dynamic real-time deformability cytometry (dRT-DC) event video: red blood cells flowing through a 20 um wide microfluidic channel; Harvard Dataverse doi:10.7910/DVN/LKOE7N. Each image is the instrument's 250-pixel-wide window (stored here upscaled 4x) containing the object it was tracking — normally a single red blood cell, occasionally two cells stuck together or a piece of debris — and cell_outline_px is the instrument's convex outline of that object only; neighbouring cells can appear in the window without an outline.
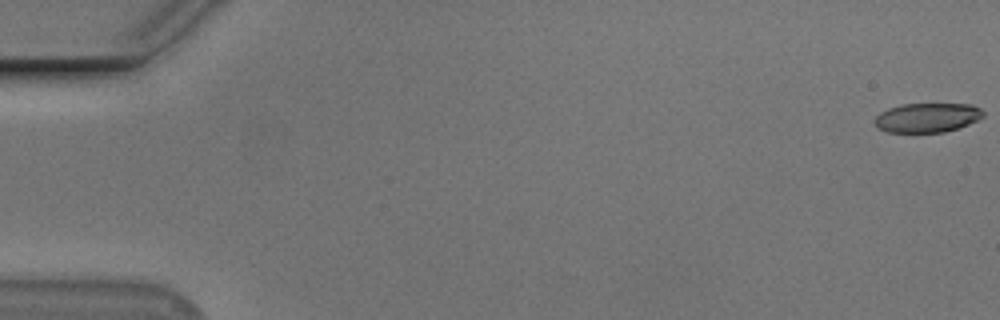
{"species": "Egyptian fruit bat (a non-hibernating species)", "species_latin": "Rousettus aegyptiacus", "temperature_condition": "cold", "stored_images_in_passage": 56, "camera_frame_rate_fps": 3000, "um_per_image_px": 0.085, "animal": {"sex": "male"}, "frame": {"image": 1, "passage_image": 1, "time_ms": 0.0, "image_size_px": [1000, 320], "cell_outline_px": [[984, 116], [968, 124], [944, 132], [888, 132], [880, 128], [872, 120], [880, 112], [888, 108], [900, 104], [972, 104], [980, 108], [984, 112]], "centroid_in_image_um": [78.8, 9.98], "position_along_channel_um": 6.2, "area_um2": 18.5}}
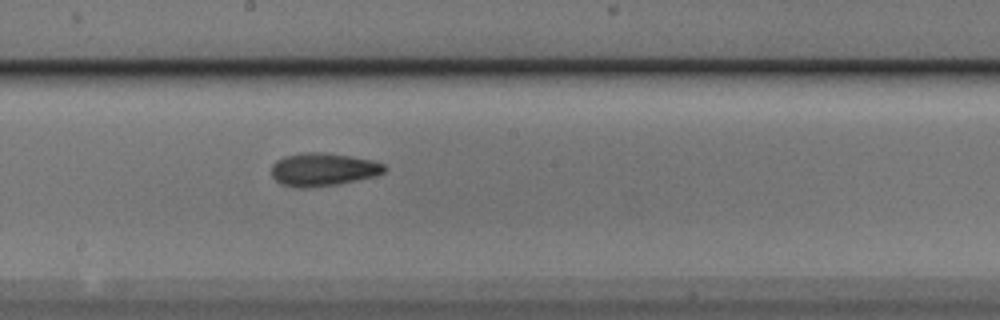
{"frame": {"image": 2, "passage_image": 31, "time_ms": 10.0, "image_size_px": [1000, 320], "cell_outline_px": [[388, 168], [384, 172], [376, 176], [336, 184], [304, 188], [296, 188], [280, 184], [272, 176], [272, 164], [276, 160], [284, 156], [308, 152], [324, 152], [372, 160], [384, 164]], "centroid_in_image_um": [27.45, 14.41], "position_along_channel_um": 220.8, "area_um2": 21.73}}
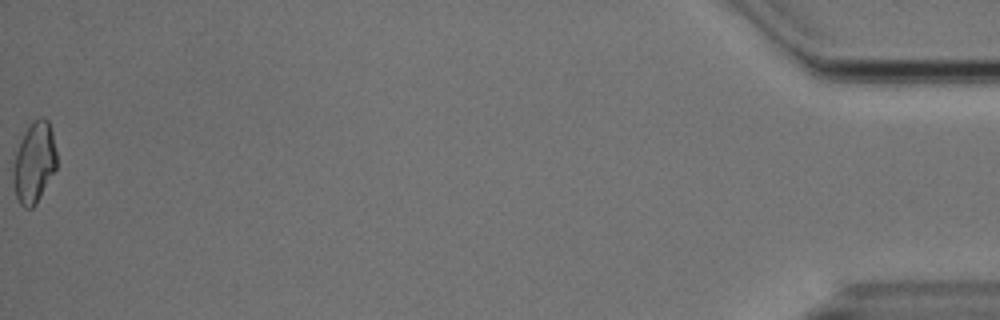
{"frame": {"image": 3, "passage_image": 56, "time_ms": 18.333, "image_size_px": [1000, 320], "cell_outline_px": [[56, 168], [36, 204], [32, 208], [24, 208], [20, 204], [16, 196], [12, 176], [12, 172], [16, 152], [24, 132], [32, 120], [40, 116], [44, 116], [48, 120], [52, 132], [56, 152]], "centroid_in_image_um": [2.9, 13.79], "position_along_channel_um": 432.3, "area_um2": 20.46}, "authors_computed_cell_mechanics": {"area_um2": 20.4612, "velocity_mm_per_s": 3.746, "shape_relaxation_time_tau1_ms": 6.1834, "shape_relaxation_time_tau2_ms": 4.4908, "deformation_change_tau1": 0.1298, "deformation_change_tau2": 0.121}}